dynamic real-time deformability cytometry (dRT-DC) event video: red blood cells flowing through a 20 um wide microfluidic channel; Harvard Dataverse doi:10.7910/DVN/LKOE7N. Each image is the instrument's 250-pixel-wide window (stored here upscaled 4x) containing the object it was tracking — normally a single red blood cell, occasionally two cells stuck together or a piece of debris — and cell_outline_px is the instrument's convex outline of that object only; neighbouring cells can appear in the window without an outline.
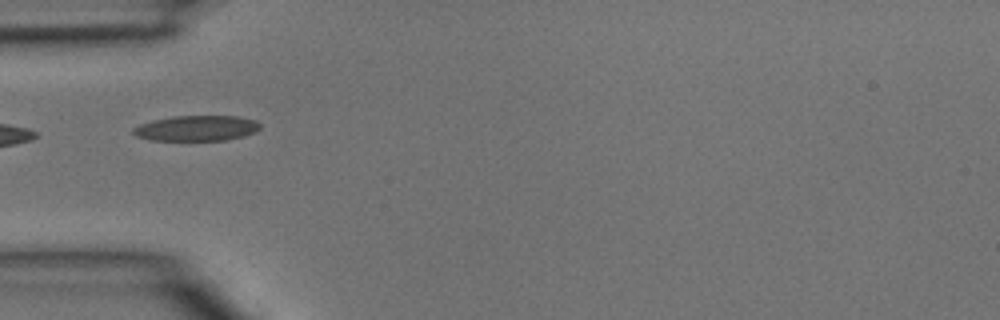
{"species": "common noctule bat (a hibernating species)", "species_latin": "Nyctalus noctula", "temperature_condition": "room temperature", "stored_images_in_passage": 5, "camera_frame_rate_fps": 3000, "um_per_image_px": 0.085, "animal": {"sex": "male", "body_mass_g": 15.6}, "frame": {"image": 1, "passage_image": 5, "time_ms": 1.333, "image_size_px": [1000, 320], "cell_outline_px": [[260, 128], [256, 132], [244, 136], [228, 140], [148, 140], [136, 136], [132, 132], [132, 128], [140, 124], [152, 120], [172, 116], [236, 116], [256, 120], [260, 124]], "centroid_in_image_um": [16.7, 10.9], "position_along_channel_um": 68.3, "area_um2": 18.96}}